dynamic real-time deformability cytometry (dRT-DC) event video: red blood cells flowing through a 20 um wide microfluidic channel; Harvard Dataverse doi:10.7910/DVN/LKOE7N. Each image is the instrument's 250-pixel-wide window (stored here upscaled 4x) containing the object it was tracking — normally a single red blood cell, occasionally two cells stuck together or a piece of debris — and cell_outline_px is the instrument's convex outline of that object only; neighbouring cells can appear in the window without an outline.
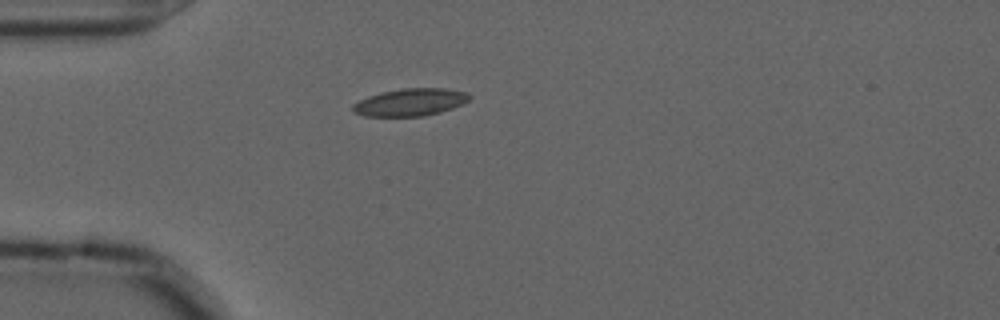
{"species": "common noctule bat (a hibernating species)", "species_latin": "Nyctalus noctula", "temperature_condition": "cold", "stored_images_in_passage": 36, "camera_frame_rate_fps": 3000, "um_per_image_px": 0.085, "animal": {"sex": "male", "forearm_length_mm": 52.5}, "frame": {"image": 1, "passage_image": 1, "time_ms": 0.0, "image_size_px": [1000, 320], "cell_outline_px": [[472, 96], [468, 100], [452, 108], [440, 112], [424, 116], [364, 116], [356, 112], [352, 108], [352, 104], [368, 96], [380, 92], [404, 88], [444, 88], [468, 92]], "centroid_in_image_um": [34.88, 8.68], "position_along_channel_um": 50.1, "area_um2": 18.55}}
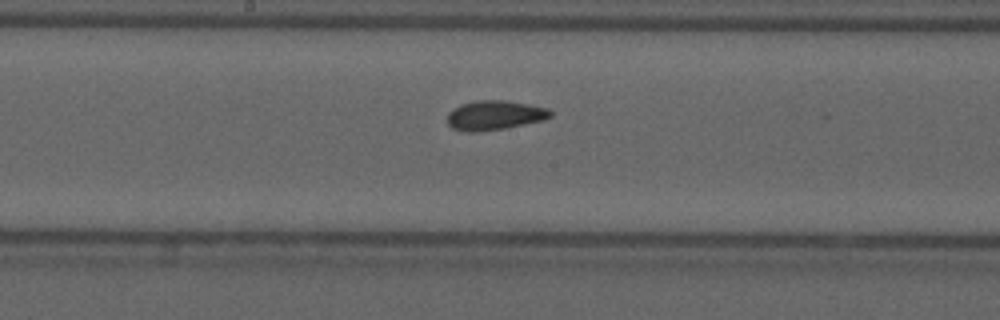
{"frame": {"image": 2, "passage_image": 15, "time_ms": 4.667, "image_size_px": [1000, 320], "cell_outline_px": [[552, 116], [544, 120], [504, 128], [476, 132], [468, 132], [452, 128], [448, 124], [448, 112], [452, 108], [460, 104], [476, 100], [504, 100], [528, 104], [548, 108], [552, 112]], "centroid_in_image_um": [42.03, 9.79], "position_along_channel_um": 206.2, "area_um2": 17.74}}
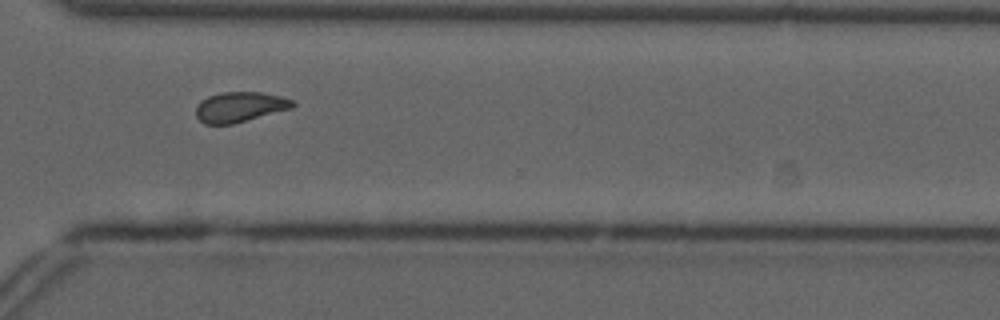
{"frame": {"image": 3, "passage_image": 27, "time_ms": 8.667, "image_size_px": [1000, 320], "cell_outline_px": [[296, 104], [292, 108], [232, 124], [204, 124], [196, 116], [196, 108], [200, 100], [208, 96], [220, 92], [260, 92], [280, 96], [292, 100]], "centroid_in_image_um": [20.36, 9.08], "position_along_channel_um": 350.2, "area_um2": 16.94}, "authors_computed_cell_mechanics": {"area_um2": 17.1088, "velocity_mm_per_s": 3.6033, "shape_relaxation_time_tau1_ms": null, "shape_relaxation_time_tau2_ms": 2.757, "deformation_change_tau1": null, "deformation_change_tau2": 0.0612}}